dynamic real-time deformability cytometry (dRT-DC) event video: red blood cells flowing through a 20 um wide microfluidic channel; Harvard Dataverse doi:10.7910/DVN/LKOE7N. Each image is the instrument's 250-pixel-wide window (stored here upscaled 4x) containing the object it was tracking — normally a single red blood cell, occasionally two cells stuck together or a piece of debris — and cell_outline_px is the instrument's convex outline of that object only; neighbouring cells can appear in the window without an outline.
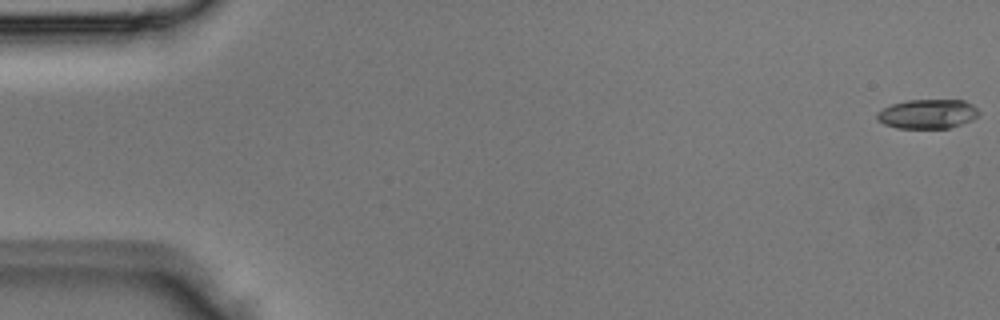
{"species": "Egyptian fruit bat (a non-hibernating species)", "species_latin": "Rousettus aegyptiacus", "temperature_condition": "room temperature", "stored_images_in_passage": 4, "segment_of_instrument_passage": [2, 2], "camera_frame_rate_fps": 3000, "um_per_image_px": 0.085, "animal": {"sex": "male"}, "frame": {"image": 1, "passage_image": 4, "time_ms": 1.0, "image_size_px": [1000, 320], "cell_outline_px": [[980, 116], [972, 120], [948, 128], [896, 128], [884, 124], [876, 120], [876, 112], [892, 104], [908, 100], [964, 100], [972, 104], [980, 112]], "centroid_in_image_um": [78.84, 9.68], "position_along_channel_um": 6.2, "area_um2": 17.51}}